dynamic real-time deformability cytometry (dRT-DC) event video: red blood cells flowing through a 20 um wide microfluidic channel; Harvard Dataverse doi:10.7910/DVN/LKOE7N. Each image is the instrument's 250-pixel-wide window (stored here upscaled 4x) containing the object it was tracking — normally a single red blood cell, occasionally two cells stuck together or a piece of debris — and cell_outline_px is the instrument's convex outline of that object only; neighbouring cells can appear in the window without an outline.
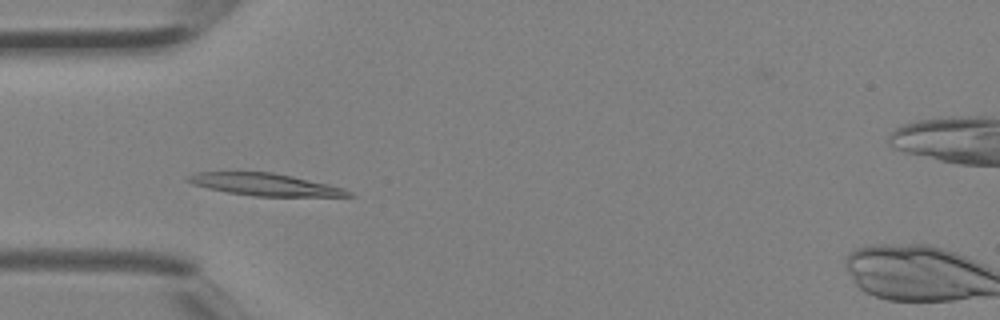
{"species": "Egyptian fruit bat (a non-hibernating species)", "species_latin": "Rousettus aegyptiacus", "temperature_condition": "room temperature", "stored_images_in_passage": 3, "camera_frame_rate_fps": 3000, "um_per_image_px": 0.085, "animal": {"sex": "female"}, "frame": {"image": 1, "passage_image": 3, "time_ms": 0.667, "image_size_px": [1000, 320], "cell_outline_px": [[356, 196], [252, 196], [228, 192], [208, 188], [192, 184], [184, 180], [184, 176], [196, 172], [272, 172], [292, 176], [328, 184], [344, 188], [352, 192]], "centroid_in_image_um": [22.48, 15.68], "position_along_channel_um": 62.5, "area_um2": 20.81}}